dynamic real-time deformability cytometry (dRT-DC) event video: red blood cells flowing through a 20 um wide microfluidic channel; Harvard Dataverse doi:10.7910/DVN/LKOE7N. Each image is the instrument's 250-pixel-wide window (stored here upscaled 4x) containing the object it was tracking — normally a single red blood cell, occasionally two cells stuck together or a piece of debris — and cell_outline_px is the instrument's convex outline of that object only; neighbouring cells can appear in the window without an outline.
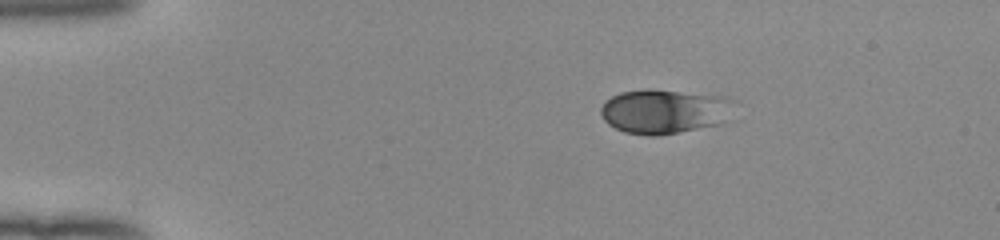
{"species": "human", "species_latin": "Homo sapiens", "temperature_condition": "room temperature", "stored_images_in_passage": 43, "camera_frame_rate_fps": 3000, "um_per_image_px": 0.085, "donor": {"sex": "female"}, "frame": {"image": 1, "passage_image": 1, "time_ms": 0.0, "image_size_px": [1000, 240], "cell_outline_px": [[732, 100], [724, 124], [656, 136], [652, 136], [624, 132], [608, 124], [604, 120], [600, 112], [600, 108], [612, 96], [620, 92], [648, 88], [724, 96]], "centroid_in_image_um": [56.44, 9.47], "position_along_channel_um": 28.6, "area_um2": 34.39}}
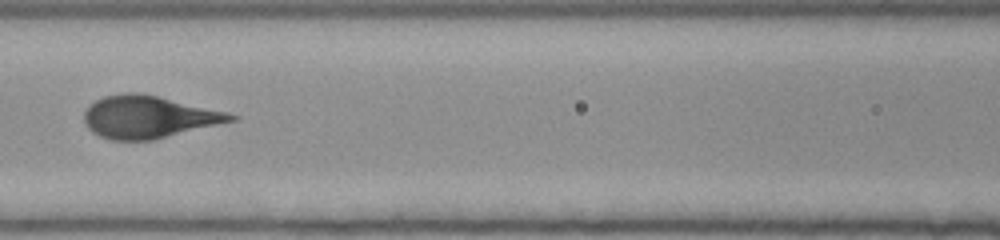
{"frame": {"image": 2, "passage_image": 16, "time_ms": 5.0, "image_size_px": [1000, 240], "cell_outline_px": [[240, 116], [236, 120], [152, 140], [108, 140], [92, 132], [88, 128], [84, 120], [84, 112], [88, 104], [104, 96], [124, 92], [136, 92], [156, 96], [228, 112]], "centroid_in_image_um": [12.59, 9.94], "position_along_channel_um": 154.0, "area_um2": 36.07}}
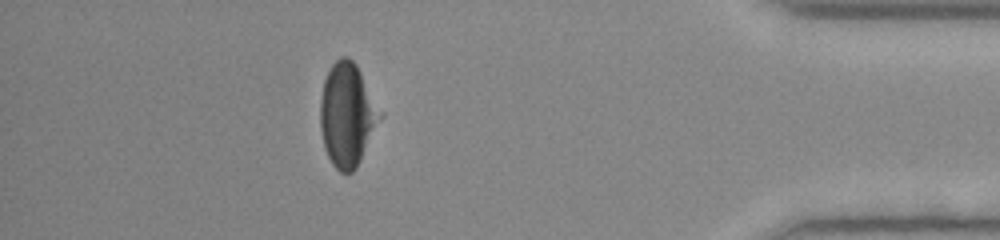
{"frame": {"image": 3, "passage_image": 38, "time_ms": 12.333, "image_size_px": [1000, 240], "cell_outline_px": [[384, 116], [356, 168], [352, 172], [340, 172], [332, 164], [324, 148], [320, 128], [320, 100], [324, 80], [332, 64], [336, 60], [344, 56], [352, 60], [356, 64], [384, 112]], "centroid_in_image_um": [29.55, 9.76], "position_along_channel_um": 405.7, "area_um2": 36.41}}